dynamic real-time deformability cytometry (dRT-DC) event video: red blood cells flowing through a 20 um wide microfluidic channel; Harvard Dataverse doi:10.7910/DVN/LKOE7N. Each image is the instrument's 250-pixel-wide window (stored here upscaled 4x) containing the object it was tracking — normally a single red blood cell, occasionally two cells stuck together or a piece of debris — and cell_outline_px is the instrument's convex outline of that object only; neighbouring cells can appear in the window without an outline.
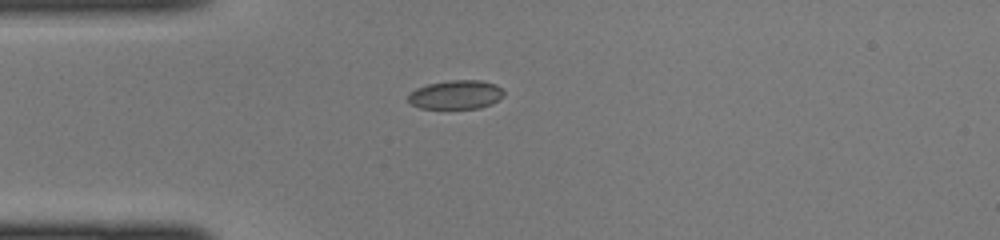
{"species": "common noctule bat (a hibernating species)", "species_latin": "Nyctalus noctula", "temperature_condition": "cold", "stored_images_in_passage": 34, "camera_frame_rate_fps": 3000, "um_per_image_px": 0.085, "animal": {"sex": "female", "body_mass_g": 22.0, "forearm_length_mm": 56.7}, "frame": {"image": 1, "passage_image": 1, "time_ms": 0.0, "image_size_px": [1000, 240], "cell_outline_px": [[504, 96], [492, 104], [480, 108], [420, 108], [412, 104], [408, 100], [408, 96], [416, 88], [428, 84], [448, 80], [480, 80], [496, 84], [504, 92]], "centroid_in_image_um": [38.78, 8.04], "position_along_channel_um": 46.2, "area_um2": 16.07}}
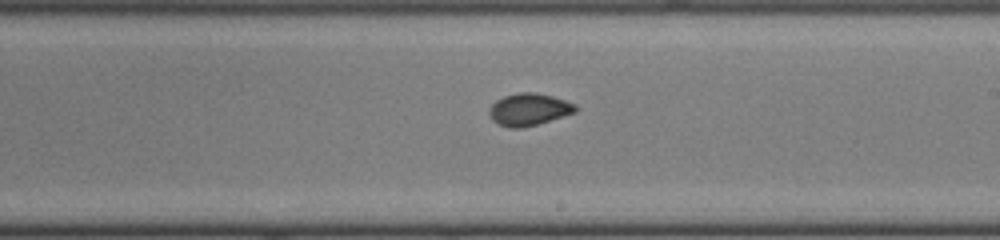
{"frame": {"image": 2, "passage_image": 15, "time_ms": 4.667, "image_size_px": [1000, 240], "cell_outline_px": [[580, 108], [576, 112], [536, 124], [520, 128], [508, 128], [492, 120], [488, 112], [488, 108], [496, 100], [504, 96], [520, 92], [536, 92], [552, 96], [576, 104]], "centroid_in_image_um": [44.95, 9.29], "position_along_channel_um": 244.0, "area_um2": 16.18}}
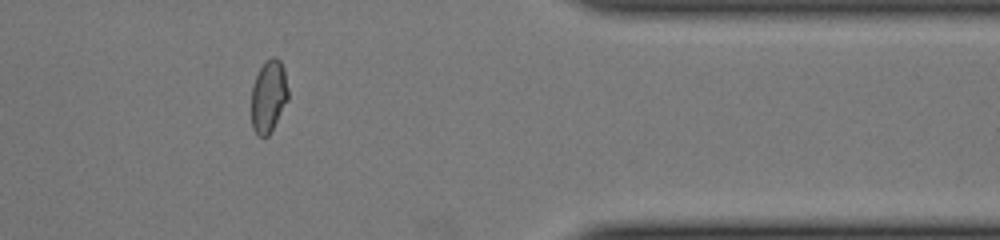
{"frame": {"image": 3, "passage_image": 26, "time_ms": 8.333, "image_size_px": [1000, 240], "cell_outline_px": [[288, 100], [268, 136], [256, 136], [252, 128], [252, 88], [256, 76], [260, 68], [272, 56], [276, 56], [280, 60], [284, 68], [288, 88]], "centroid_in_image_um": [22.84, 8.19], "position_along_channel_um": 388.6, "area_um2": 15.43}}